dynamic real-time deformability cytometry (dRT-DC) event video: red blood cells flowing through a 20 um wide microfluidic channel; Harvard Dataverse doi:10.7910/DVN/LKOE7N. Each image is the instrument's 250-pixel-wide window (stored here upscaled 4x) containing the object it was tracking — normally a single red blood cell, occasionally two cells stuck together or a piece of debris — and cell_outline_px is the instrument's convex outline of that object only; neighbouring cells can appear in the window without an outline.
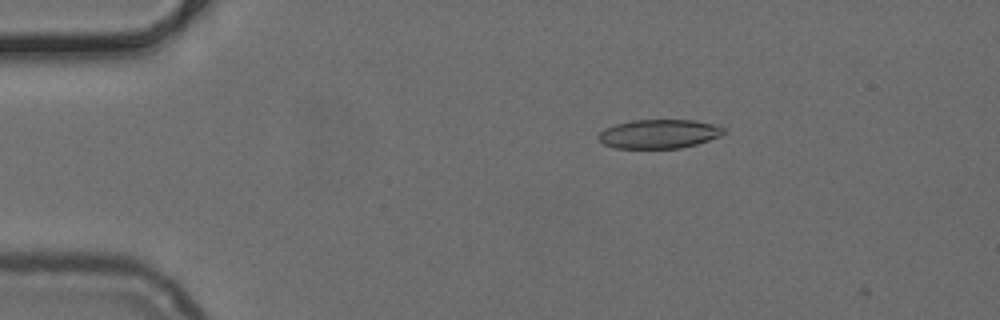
{"species": "common noctule bat (a hibernating species)", "species_latin": "Nyctalus noctula", "temperature_condition": "cold", "stored_images_in_passage": 5, "camera_frame_rate_fps": 3000, "um_per_image_px": 0.085, "animal": {"sex": "female", "body_mass_g": 24.6, "forearm_length_mm": 56.2}, "frame": {"image": 1, "passage_image": 2, "time_ms": 0.333, "image_size_px": [1000, 320], "cell_outline_px": [[724, 132], [720, 136], [696, 144], [680, 148], [616, 148], [604, 144], [596, 136], [604, 128], [616, 124], [632, 120], [692, 120], [712, 124], [724, 128]], "centroid_in_image_um": [55.97, 11.38], "position_along_channel_um": 29.0, "area_um2": 20.98}}